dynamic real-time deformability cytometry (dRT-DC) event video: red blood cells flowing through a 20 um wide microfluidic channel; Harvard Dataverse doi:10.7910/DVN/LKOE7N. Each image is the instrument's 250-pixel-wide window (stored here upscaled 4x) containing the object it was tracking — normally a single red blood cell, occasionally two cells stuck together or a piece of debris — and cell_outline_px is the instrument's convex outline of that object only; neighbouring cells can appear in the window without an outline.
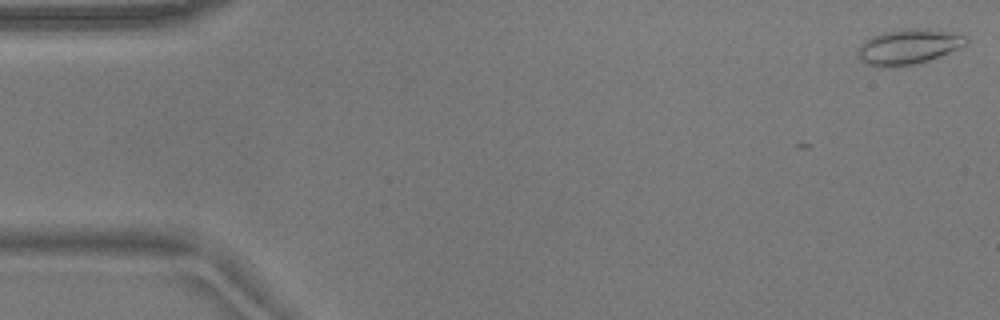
{"species": "common noctule bat (a hibernating species)", "species_latin": "Nyctalus noctula", "temperature_condition": "warm", "stored_images_in_passage": 8, "camera_frame_rate_fps": 3000, "um_per_image_px": 0.085, "animal": {"sex": "male", "body_mass_g": 17.9}, "frame": {"image": 1, "passage_image": 1, "time_ms": 0.0, "image_size_px": [1000, 320], "cell_outline_px": [[968, 44], [928, 60], [912, 64], [892, 68], [880, 68], [868, 64], [856, 56], [856, 52], [860, 44], [864, 40], [872, 36], [884, 32], [904, 28], [928, 28], [968, 36]], "centroid_in_image_um": [77.17, 3.97], "position_along_channel_um": 7.8, "area_um2": 22.37}}